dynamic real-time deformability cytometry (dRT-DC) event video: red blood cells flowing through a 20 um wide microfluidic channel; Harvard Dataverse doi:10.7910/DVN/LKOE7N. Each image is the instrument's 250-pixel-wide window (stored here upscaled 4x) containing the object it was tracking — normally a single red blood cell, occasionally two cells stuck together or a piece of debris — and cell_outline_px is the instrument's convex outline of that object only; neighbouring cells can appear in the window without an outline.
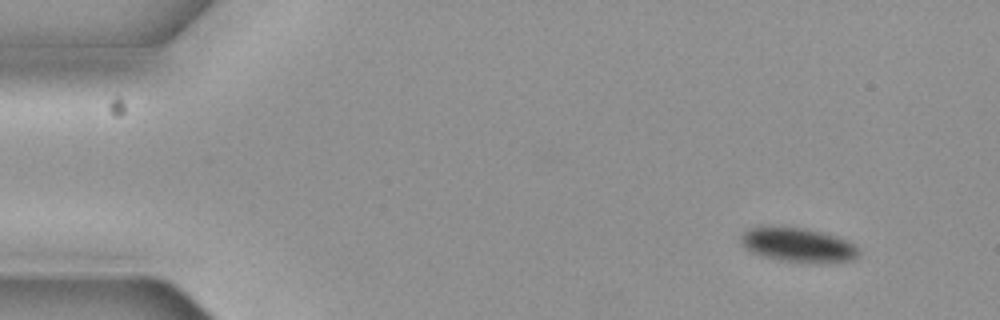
{"species": "common noctule bat (a hibernating species)", "species_latin": "Nyctalus noctula", "temperature_condition": "cold", "stored_images_in_passage": 7, "camera_frame_rate_fps": 3000, "um_per_image_px": 0.085, "animal": {"sex": "female", "body_mass_g": 19.3, "forearm_length_mm": 54.1}, "frame": {"image": 1, "passage_image": 1, "time_ms": 0.0, "image_size_px": [1000, 320], "cell_outline_px": [[860, 256], [852, 260], [784, 260], [760, 256], [744, 248], [740, 240], [740, 236], [748, 228], [804, 228], [836, 236], [852, 244], [860, 252]], "centroid_in_image_um": [67.77, 20.8], "position_along_channel_um": 17.2, "area_um2": 22.2}}
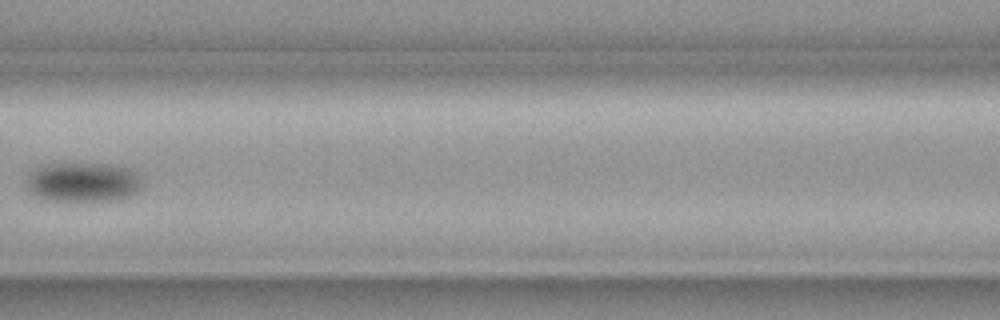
{"frame": {"image": 2, "passage_image": 7, "time_ms": 2.0, "image_size_px": [1000, 320], "cell_outline_px": [[144, 188], [140, 192], [132, 196], [120, 200], [44, 200], [28, 192], [24, 180], [28, 172], [32, 168], [40, 164], [64, 160], [68, 160], [116, 164], [132, 168], [144, 180]], "centroid_in_image_um": [7.05, 15.4], "position_along_channel_um": 159.5, "area_um2": 28.96}}